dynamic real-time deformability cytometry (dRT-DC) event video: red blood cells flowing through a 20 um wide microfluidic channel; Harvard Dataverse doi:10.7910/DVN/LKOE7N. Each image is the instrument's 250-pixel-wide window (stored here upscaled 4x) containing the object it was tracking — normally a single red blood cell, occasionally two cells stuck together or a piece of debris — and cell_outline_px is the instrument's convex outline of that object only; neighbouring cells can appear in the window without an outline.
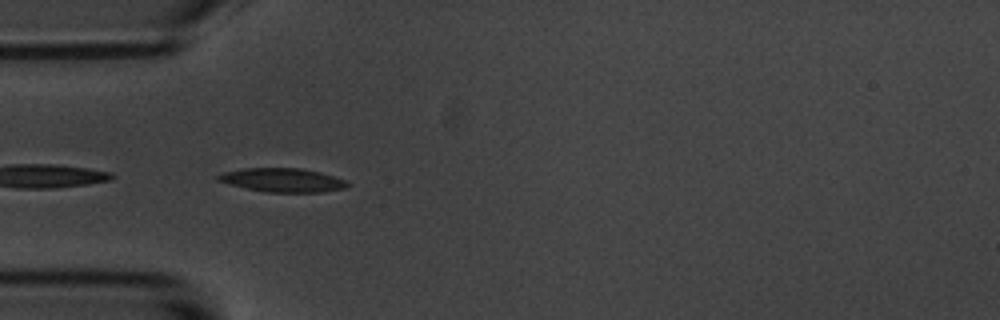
{"species": "common noctule bat (a hibernating species)", "species_latin": "Nyctalus noctula", "temperature_condition": "room temperature", "stored_images_in_passage": 20, "camera_frame_rate_fps": 3000, "um_per_image_px": 0.085, "animal": {"sex": "male", "body_mass_g": 20.1, "forearm_length_mm": 53.5}, "frame": {"image": 1, "passage_image": 1, "time_ms": 0.0, "image_size_px": [1000, 320], "cell_outline_px": [[352, 184], [344, 188], [320, 192], [264, 192], [216, 180], [216, 176], [224, 172], [244, 168], [300, 168], [320, 172], [344, 180]], "centroid_in_image_um": [24.02, 15.3], "position_along_channel_um": 61.0, "area_um2": 17.69}}
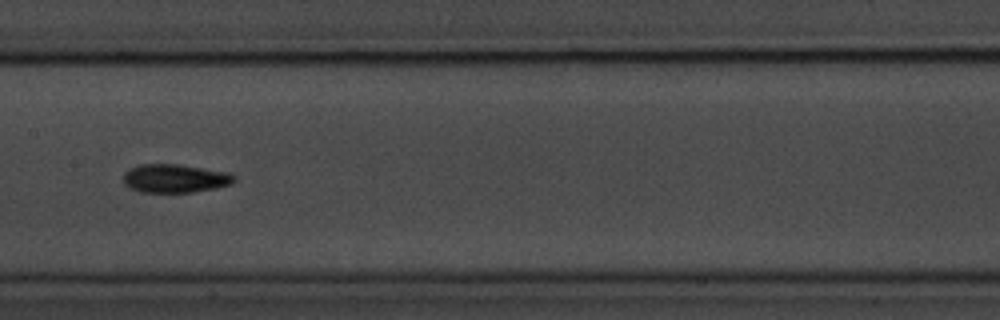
{"frame": {"image": 2, "passage_image": 12, "time_ms": 3.667, "image_size_px": [1000, 320], "cell_outline_px": [[236, 180], [232, 184], [216, 188], [192, 192], [140, 192], [124, 184], [124, 172], [128, 168], [140, 164], [180, 164], [228, 172], [236, 176]], "centroid_in_image_um": [14.89, 15.15], "position_along_channel_um": 192.5, "area_um2": 18.55}}